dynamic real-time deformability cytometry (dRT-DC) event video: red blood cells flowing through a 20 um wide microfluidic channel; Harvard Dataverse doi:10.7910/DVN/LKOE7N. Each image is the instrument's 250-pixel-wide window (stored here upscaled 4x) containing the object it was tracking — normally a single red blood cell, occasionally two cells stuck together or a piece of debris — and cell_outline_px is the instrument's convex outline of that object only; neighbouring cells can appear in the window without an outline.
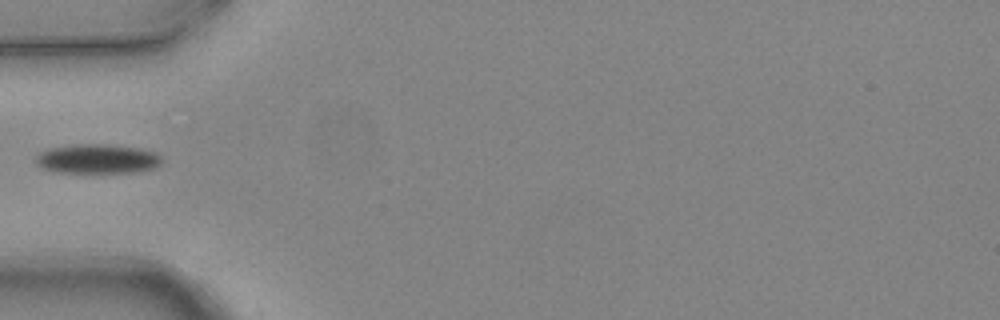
{"species": "common noctule bat (a hibernating species)", "species_latin": "Nyctalus noctula", "temperature_condition": "warm", "stored_images_in_passage": 6, "camera_frame_rate_fps": 3000, "um_per_image_px": 0.085, "animal": {"sex": "female", "body_mass_g": 24.6, "forearm_length_mm": 56.2}, "frame": {"image": 1, "passage_image": 5, "time_ms": 1.333, "image_size_px": [1000, 320], "cell_outline_px": [[160, 164], [156, 168], [132, 172], [56, 172], [44, 168], [36, 160], [36, 156], [40, 152], [48, 148], [72, 144], [104, 144], [136, 148], [156, 152], [160, 156]], "centroid_in_image_um": [8.28, 13.49], "position_along_channel_um": 76.7, "area_um2": 21.33}}
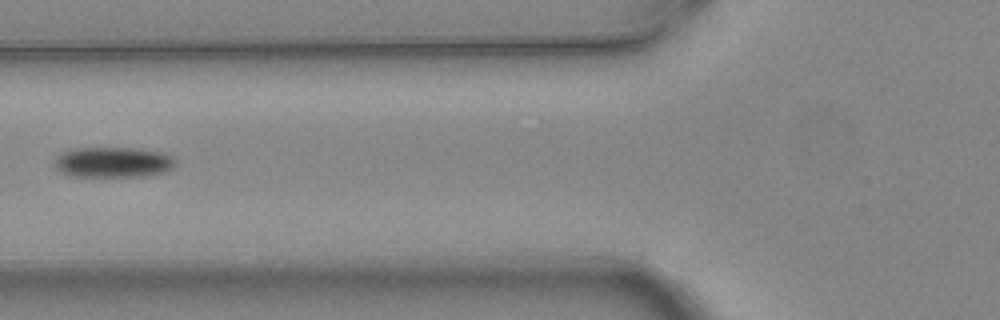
{"frame": {"image": 2, "passage_image": 6, "time_ms": 1.667, "image_size_px": [1000, 320], "cell_outline_px": [[176, 160], [168, 168], [160, 172], [144, 176], [72, 176], [60, 172], [56, 168], [56, 156], [64, 152], [76, 148], [136, 148], [164, 152], [172, 156]], "centroid_in_image_um": [9.58, 13.78], "position_along_channel_um": 116.2, "area_um2": 21.1}}